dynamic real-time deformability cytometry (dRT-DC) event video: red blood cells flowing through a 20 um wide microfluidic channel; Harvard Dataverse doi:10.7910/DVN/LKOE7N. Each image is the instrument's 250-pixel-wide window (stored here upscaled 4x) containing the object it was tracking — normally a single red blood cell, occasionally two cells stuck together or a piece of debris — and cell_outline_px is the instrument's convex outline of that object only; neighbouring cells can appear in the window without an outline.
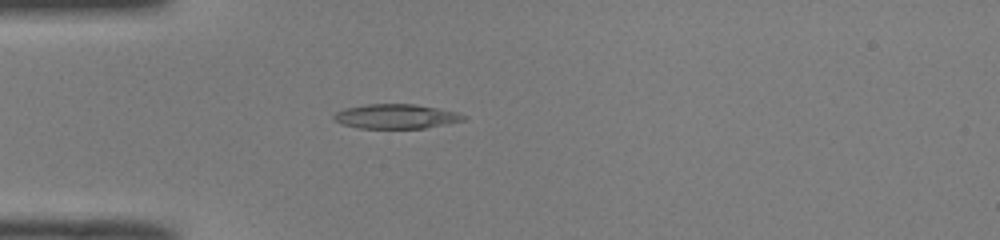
{"species": "common noctule bat (a hibernating species)", "species_latin": "Nyctalus noctula", "temperature_condition": "room temperature", "stored_images_in_passage": 42, "camera_frame_rate_fps": 3000, "um_per_image_px": 0.085, "animal": {"sex": "male", "body_mass_g": 19.0, "forearm_length_mm": 50.8}, "frame": {"image": 1, "passage_image": 6, "time_ms": 1.667, "image_size_px": [1000, 240], "cell_outline_px": [[468, 116], [464, 120], [424, 128], [360, 128], [344, 124], [336, 120], [332, 116], [336, 112], [344, 108], [364, 104], [416, 104], [456, 112]], "centroid_in_image_um": [33.65, 9.88], "position_along_channel_um": 51.3, "area_um2": 18.32}}
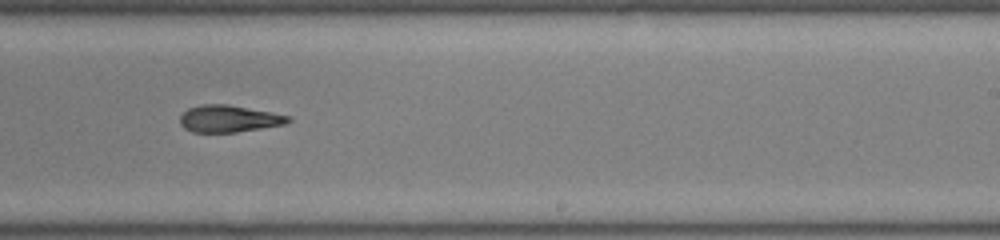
{"frame": {"image": 2, "passage_image": 23, "time_ms": 7.333, "image_size_px": [1000, 240], "cell_outline_px": [[292, 120], [284, 124], [236, 132], [192, 132], [184, 128], [180, 124], [180, 116], [188, 108], [200, 104], [228, 104], [272, 112], [292, 116]], "centroid_in_image_um": [19.45, 10.08], "position_along_channel_um": 269.5, "area_um2": 17.05}}
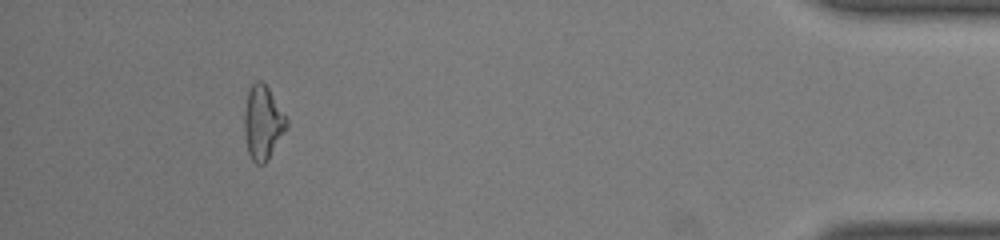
{"frame": {"image": 3, "passage_image": 38, "time_ms": 12.333, "image_size_px": [1000, 240], "cell_outline_px": [[288, 128], [268, 160], [264, 164], [256, 164], [252, 160], [248, 152], [244, 136], [244, 112], [248, 92], [252, 84], [256, 80], [260, 80], [268, 88], [288, 120]], "centroid_in_image_um": [22.34, 10.46], "position_along_channel_um": 412.9, "area_um2": 18.26}, "authors_computed_cell_mechanics": {"area_um2": 17.9758, "velocity_mm_per_s": 4.0429, "shape_relaxation_time_tau1_ms": 9.3593, "shape_relaxation_time_tau2_ms": 4.6962, "deformation_change_tau1": 0.2544, "deformation_change_tau2": 0.1458}}